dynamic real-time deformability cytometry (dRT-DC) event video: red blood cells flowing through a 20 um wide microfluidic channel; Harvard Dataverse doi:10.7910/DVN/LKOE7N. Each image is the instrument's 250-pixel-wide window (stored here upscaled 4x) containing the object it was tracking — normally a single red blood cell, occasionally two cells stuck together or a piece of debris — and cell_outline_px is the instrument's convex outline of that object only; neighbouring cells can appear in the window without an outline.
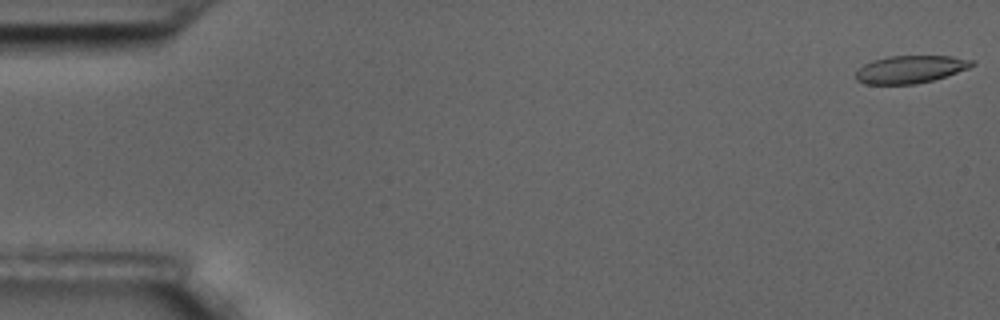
{"species": "common noctule bat (a hibernating species)", "species_latin": "Nyctalus noctula", "temperature_condition": "room temperature", "stored_images_in_passage": 55, "camera_frame_rate_fps": 3000, "um_per_image_px": 0.085, "animal": {"sex": "male", "body_mass_g": 17.5, "forearm_length_mm": 52.3}, "frame": {"image": 1, "passage_image": 1, "time_ms": 0.0, "image_size_px": [1000, 320], "cell_outline_px": [[976, 64], [968, 68], [932, 80], [916, 84], [864, 84], [856, 80], [856, 72], [864, 64], [872, 60], [888, 56], [952, 56], [972, 60]], "centroid_in_image_um": [77.35, 5.89], "position_along_channel_um": 7.7, "area_um2": 18.55}}
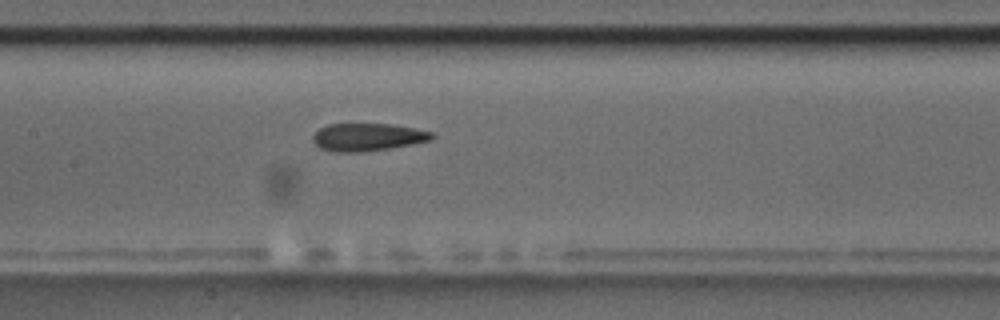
{"frame": {"image": 2, "passage_image": 28, "time_ms": 9.0, "image_size_px": [1000, 320], "cell_outline_px": [[436, 136], [428, 140], [412, 144], [388, 148], [356, 152], [336, 152], [320, 148], [312, 140], [312, 136], [320, 128], [328, 124], [392, 124], [416, 128], [432, 132]], "centroid_in_image_um": [31.24, 11.64], "position_along_channel_um": 176.2, "area_um2": 19.02}}
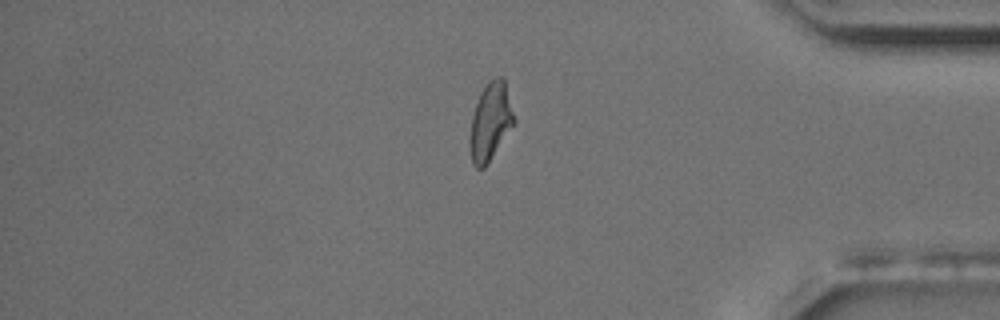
{"frame": {"image": 3, "passage_image": 49, "time_ms": 16.0, "image_size_px": [1000, 320], "cell_outline_px": [[516, 120], [488, 164], [484, 168], [476, 168], [472, 164], [468, 144], [468, 140], [472, 116], [480, 92], [484, 84], [488, 80], [496, 76], [500, 76], [504, 80]], "centroid_in_image_um": [41.65, 10.35], "position_along_channel_um": 393.5, "area_um2": 20.23}}